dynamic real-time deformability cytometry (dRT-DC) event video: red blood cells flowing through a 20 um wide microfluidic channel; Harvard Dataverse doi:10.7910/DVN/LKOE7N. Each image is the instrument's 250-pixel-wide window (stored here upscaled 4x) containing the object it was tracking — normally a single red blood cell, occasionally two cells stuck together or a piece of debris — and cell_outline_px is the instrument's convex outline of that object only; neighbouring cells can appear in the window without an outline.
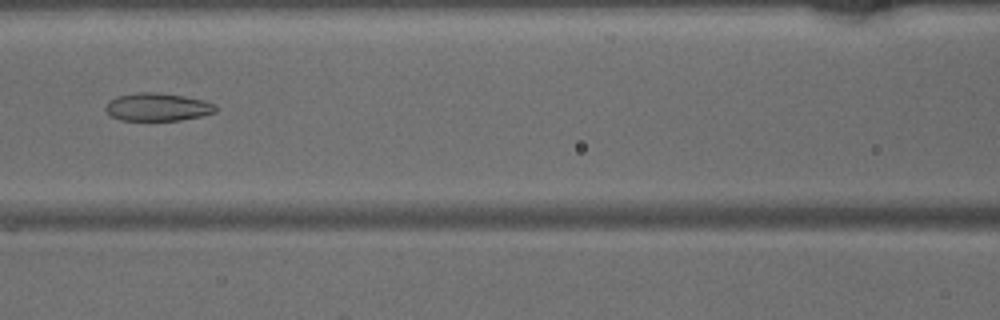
{"species": "common noctule bat (a hibernating species)", "species_latin": "Nyctalus noctula", "temperature_condition": "warm", "stored_images_in_passage": 44, "camera_frame_rate_fps": 3000, "um_per_image_px": 0.085, "animal": {"sex": "male", "body_mass_g": 15.6}, "frame": {"image": 1, "passage_image": 18, "time_ms": 5.667, "image_size_px": [1000, 320], "cell_outline_px": [[216, 112], [200, 116], [180, 120], [120, 120], [112, 116], [104, 108], [108, 100], [116, 96], [136, 92], [148, 92], [184, 96], [204, 100], [216, 104]], "centroid_in_image_um": [13.37, 9.09], "position_along_channel_um": 153.2, "area_um2": 17.86}}
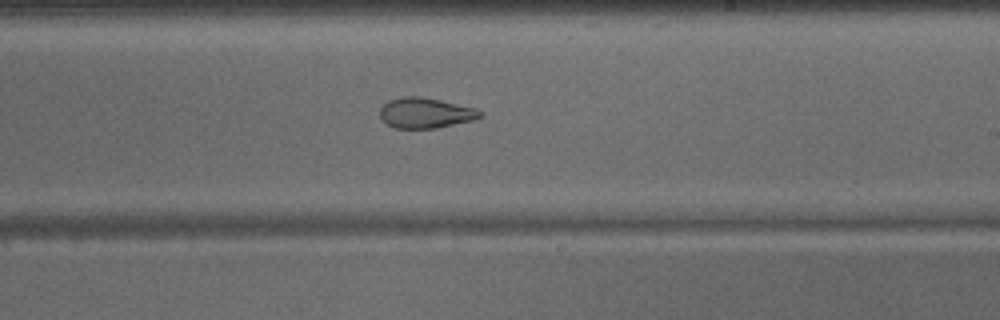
{"frame": {"image": 2, "passage_image": 25, "time_ms": 8.0, "image_size_px": [1000, 320], "cell_outline_px": [[484, 116], [476, 120], [436, 128], [392, 128], [380, 116], [380, 108], [388, 100], [404, 96], [420, 96], [440, 100], [476, 108], [484, 112]], "centroid_in_image_um": [36.21, 9.6], "position_along_channel_um": 252.8, "area_um2": 17.92}}
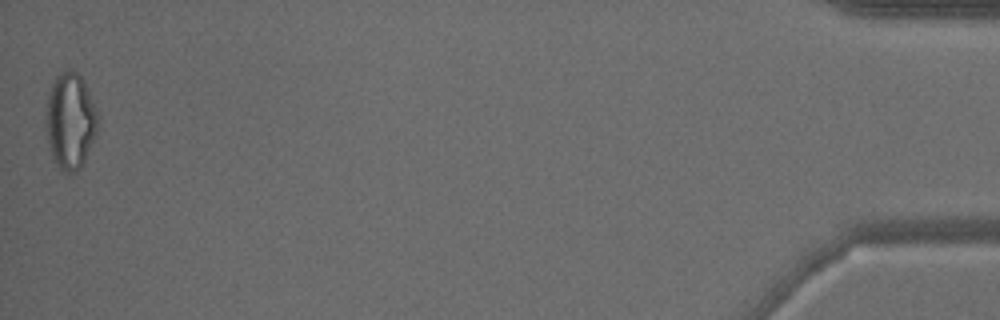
{"frame": {"image": 3, "passage_image": 44, "time_ms": 14.333, "image_size_px": [1000, 320], "cell_outline_px": [[96, 136], [80, 168], [68, 176], [60, 168], [52, 156], [44, 124], [44, 108], [48, 92], [56, 76], [60, 72], [68, 68], [76, 72], [80, 76], [88, 92], [96, 112]], "centroid_in_image_um": [5.91, 10.28], "position_along_channel_um": 429.3, "area_um2": 29.02}}